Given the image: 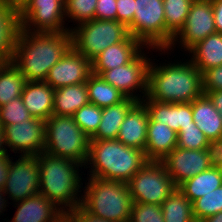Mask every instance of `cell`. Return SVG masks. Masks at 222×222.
Wrapping results in <instances>:
<instances>
[{
  "instance_id": "2",
  "label": "cell",
  "mask_w": 222,
  "mask_h": 222,
  "mask_svg": "<svg viewBox=\"0 0 222 222\" xmlns=\"http://www.w3.org/2000/svg\"><path fill=\"white\" fill-rule=\"evenodd\" d=\"M165 65L149 63L146 94L149 100L190 103L203 94L202 73L190 60Z\"/></svg>"
},
{
  "instance_id": "51",
  "label": "cell",
  "mask_w": 222,
  "mask_h": 222,
  "mask_svg": "<svg viewBox=\"0 0 222 222\" xmlns=\"http://www.w3.org/2000/svg\"><path fill=\"white\" fill-rule=\"evenodd\" d=\"M216 162L222 170V155H216Z\"/></svg>"
},
{
  "instance_id": "1",
  "label": "cell",
  "mask_w": 222,
  "mask_h": 222,
  "mask_svg": "<svg viewBox=\"0 0 222 222\" xmlns=\"http://www.w3.org/2000/svg\"><path fill=\"white\" fill-rule=\"evenodd\" d=\"M71 46V30L44 33L20 28L11 62L27 81H45L50 68Z\"/></svg>"
},
{
  "instance_id": "42",
  "label": "cell",
  "mask_w": 222,
  "mask_h": 222,
  "mask_svg": "<svg viewBox=\"0 0 222 222\" xmlns=\"http://www.w3.org/2000/svg\"><path fill=\"white\" fill-rule=\"evenodd\" d=\"M66 215L73 222H111L88 213L81 205L74 210L67 212Z\"/></svg>"
},
{
  "instance_id": "48",
  "label": "cell",
  "mask_w": 222,
  "mask_h": 222,
  "mask_svg": "<svg viewBox=\"0 0 222 222\" xmlns=\"http://www.w3.org/2000/svg\"><path fill=\"white\" fill-rule=\"evenodd\" d=\"M4 194V190H0V214L5 210L7 204V200H5Z\"/></svg>"
},
{
  "instance_id": "16",
  "label": "cell",
  "mask_w": 222,
  "mask_h": 222,
  "mask_svg": "<svg viewBox=\"0 0 222 222\" xmlns=\"http://www.w3.org/2000/svg\"><path fill=\"white\" fill-rule=\"evenodd\" d=\"M91 74L92 62L71 46L60 61L50 68L45 82L53 89H57L85 83Z\"/></svg>"
},
{
  "instance_id": "30",
  "label": "cell",
  "mask_w": 222,
  "mask_h": 222,
  "mask_svg": "<svg viewBox=\"0 0 222 222\" xmlns=\"http://www.w3.org/2000/svg\"><path fill=\"white\" fill-rule=\"evenodd\" d=\"M194 0H163L166 22V51L182 29Z\"/></svg>"
},
{
  "instance_id": "53",
  "label": "cell",
  "mask_w": 222,
  "mask_h": 222,
  "mask_svg": "<svg viewBox=\"0 0 222 222\" xmlns=\"http://www.w3.org/2000/svg\"><path fill=\"white\" fill-rule=\"evenodd\" d=\"M5 1H9V2H12L14 4H17L21 1V0H5Z\"/></svg>"
},
{
  "instance_id": "4",
  "label": "cell",
  "mask_w": 222,
  "mask_h": 222,
  "mask_svg": "<svg viewBox=\"0 0 222 222\" xmlns=\"http://www.w3.org/2000/svg\"><path fill=\"white\" fill-rule=\"evenodd\" d=\"M148 161L144 151L117 139H91L86 164L91 166V177L128 183Z\"/></svg>"
},
{
  "instance_id": "9",
  "label": "cell",
  "mask_w": 222,
  "mask_h": 222,
  "mask_svg": "<svg viewBox=\"0 0 222 222\" xmlns=\"http://www.w3.org/2000/svg\"><path fill=\"white\" fill-rule=\"evenodd\" d=\"M133 203L161 205L177 188L161 161H148L128 182Z\"/></svg>"
},
{
  "instance_id": "31",
  "label": "cell",
  "mask_w": 222,
  "mask_h": 222,
  "mask_svg": "<svg viewBox=\"0 0 222 222\" xmlns=\"http://www.w3.org/2000/svg\"><path fill=\"white\" fill-rule=\"evenodd\" d=\"M165 222H193L192 202L179 190L168 196L161 204Z\"/></svg>"
},
{
  "instance_id": "8",
  "label": "cell",
  "mask_w": 222,
  "mask_h": 222,
  "mask_svg": "<svg viewBox=\"0 0 222 222\" xmlns=\"http://www.w3.org/2000/svg\"><path fill=\"white\" fill-rule=\"evenodd\" d=\"M132 37L148 49L166 50V22L163 0H135L132 24L128 27Z\"/></svg>"
},
{
  "instance_id": "15",
  "label": "cell",
  "mask_w": 222,
  "mask_h": 222,
  "mask_svg": "<svg viewBox=\"0 0 222 222\" xmlns=\"http://www.w3.org/2000/svg\"><path fill=\"white\" fill-rule=\"evenodd\" d=\"M5 146L21 155H39L45 148V121L32 117L27 122L5 126ZM16 151V152H15Z\"/></svg>"
},
{
  "instance_id": "6",
  "label": "cell",
  "mask_w": 222,
  "mask_h": 222,
  "mask_svg": "<svg viewBox=\"0 0 222 222\" xmlns=\"http://www.w3.org/2000/svg\"><path fill=\"white\" fill-rule=\"evenodd\" d=\"M91 138L70 116L53 114L45 121L44 152L86 165Z\"/></svg>"
},
{
  "instance_id": "44",
  "label": "cell",
  "mask_w": 222,
  "mask_h": 222,
  "mask_svg": "<svg viewBox=\"0 0 222 222\" xmlns=\"http://www.w3.org/2000/svg\"><path fill=\"white\" fill-rule=\"evenodd\" d=\"M216 32L222 34V0H212Z\"/></svg>"
},
{
  "instance_id": "40",
  "label": "cell",
  "mask_w": 222,
  "mask_h": 222,
  "mask_svg": "<svg viewBox=\"0 0 222 222\" xmlns=\"http://www.w3.org/2000/svg\"><path fill=\"white\" fill-rule=\"evenodd\" d=\"M116 20L129 27L133 22L135 0H116Z\"/></svg>"
},
{
  "instance_id": "46",
  "label": "cell",
  "mask_w": 222,
  "mask_h": 222,
  "mask_svg": "<svg viewBox=\"0 0 222 222\" xmlns=\"http://www.w3.org/2000/svg\"><path fill=\"white\" fill-rule=\"evenodd\" d=\"M202 222H222V211L202 220Z\"/></svg>"
},
{
  "instance_id": "21",
  "label": "cell",
  "mask_w": 222,
  "mask_h": 222,
  "mask_svg": "<svg viewBox=\"0 0 222 222\" xmlns=\"http://www.w3.org/2000/svg\"><path fill=\"white\" fill-rule=\"evenodd\" d=\"M193 120L213 146L222 140V115L206 94L192 102Z\"/></svg>"
},
{
  "instance_id": "22",
  "label": "cell",
  "mask_w": 222,
  "mask_h": 222,
  "mask_svg": "<svg viewBox=\"0 0 222 222\" xmlns=\"http://www.w3.org/2000/svg\"><path fill=\"white\" fill-rule=\"evenodd\" d=\"M54 92L45 81H27L21 97L32 117L47 121L53 115Z\"/></svg>"
},
{
  "instance_id": "33",
  "label": "cell",
  "mask_w": 222,
  "mask_h": 222,
  "mask_svg": "<svg viewBox=\"0 0 222 222\" xmlns=\"http://www.w3.org/2000/svg\"><path fill=\"white\" fill-rule=\"evenodd\" d=\"M195 220L202 221L222 211V185L192 203Z\"/></svg>"
},
{
  "instance_id": "19",
  "label": "cell",
  "mask_w": 222,
  "mask_h": 222,
  "mask_svg": "<svg viewBox=\"0 0 222 222\" xmlns=\"http://www.w3.org/2000/svg\"><path fill=\"white\" fill-rule=\"evenodd\" d=\"M144 45L131 35L117 44L107 47L92 61V73L100 75L105 70L114 69L130 63Z\"/></svg>"
},
{
  "instance_id": "37",
  "label": "cell",
  "mask_w": 222,
  "mask_h": 222,
  "mask_svg": "<svg viewBox=\"0 0 222 222\" xmlns=\"http://www.w3.org/2000/svg\"><path fill=\"white\" fill-rule=\"evenodd\" d=\"M97 0H65V17L78 22V25L94 19Z\"/></svg>"
},
{
  "instance_id": "36",
  "label": "cell",
  "mask_w": 222,
  "mask_h": 222,
  "mask_svg": "<svg viewBox=\"0 0 222 222\" xmlns=\"http://www.w3.org/2000/svg\"><path fill=\"white\" fill-rule=\"evenodd\" d=\"M31 118L32 116L25 107L21 96L0 107V124L2 128L11 124L27 122Z\"/></svg>"
},
{
  "instance_id": "45",
  "label": "cell",
  "mask_w": 222,
  "mask_h": 222,
  "mask_svg": "<svg viewBox=\"0 0 222 222\" xmlns=\"http://www.w3.org/2000/svg\"><path fill=\"white\" fill-rule=\"evenodd\" d=\"M209 99L212 101L213 106L222 115V90L217 91H207L205 93Z\"/></svg>"
},
{
  "instance_id": "25",
  "label": "cell",
  "mask_w": 222,
  "mask_h": 222,
  "mask_svg": "<svg viewBox=\"0 0 222 222\" xmlns=\"http://www.w3.org/2000/svg\"><path fill=\"white\" fill-rule=\"evenodd\" d=\"M138 101L134 98L126 97L122 102L102 108L101 122L97 131L90 137L98 140L117 139L120 126L128 114L129 110Z\"/></svg>"
},
{
  "instance_id": "18",
  "label": "cell",
  "mask_w": 222,
  "mask_h": 222,
  "mask_svg": "<svg viewBox=\"0 0 222 222\" xmlns=\"http://www.w3.org/2000/svg\"><path fill=\"white\" fill-rule=\"evenodd\" d=\"M149 115L146 106L138 101L123 120L117 140L122 144L145 151Z\"/></svg>"
},
{
  "instance_id": "50",
  "label": "cell",
  "mask_w": 222,
  "mask_h": 222,
  "mask_svg": "<svg viewBox=\"0 0 222 222\" xmlns=\"http://www.w3.org/2000/svg\"><path fill=\"white\" fill-rule=\"evenodd\" d=\"M216 154L217 155H222V140L220 143L216 146Z\"/></svg>"
},
{
  "instance_id": "3",
  "label": "cell",
  "mask_w": 222,
  "mask_h": 222,
  "mask_svg": "<svg viewBox=\"0 0 222 222\" xmlns=\"http://www.w3.org/2000/svg\"><path fill=\"white\" fill-rule=\"evenodd\" d=\"M79 166L82 167L69 158L46 152L39 154V194L47 197L58 208L61 206L65 214L81 205L82 196L78 192H81L79 189L83 183L79 177Z\"/></svg>"
},
{
  "instance_id": "26",
  "label": "cell",
  "mask_w": 222,
  "mask_h": 222,
  "mask_svg": "<svg viewBox=\"0 0 222 222\" xmlns=\"http://www.w3.org/2000/svg\"><path fill=\"white\" fill-rule=\"evenodd\" d=\"M89 103L86 82L55 89L53 114L70 116Z\"/></svg>"
},
{
  "instance_id": "7",
  "label": "cell",
  "mask_w": 222,
  "mask_h": 222,
  "mask_svg": "<svg viewBox=\"0 0 222 222\" xmlns=\"http://www.w3.org/2000/svg\"><path fill=\"white\" fill-rule=\"evenodd\" d=\"M70 30L72 47L91 62L107 47L130 36L128 27L117 20L93 19Z\"/></svg>"
},
{
  "instance_id": "11",
  "label": "cell",
  "mask_w": 222,
  "mask_h": 222,
  "mask_svg": "<svg viewBox=\"0 0 222 222\" xmlns=\"http://www.w3.org/2000/svg\"><path fill=\"white\" fill-rule=\"evenodd\" d=\"M216 147L212 149L189 150L174 148L161 162L178 187L185 180L209 169L216 163Z\"/></svg>"
},
{
  "instance_id": "32",
  "label": "cell",
  "mask_w": 222,
  "mask_h": 222,
  "mask_svg": "<svg viewBox=\"0 0 222 222\" xmlns=\"http://www.w3.org/2000/svg\"><path fill=\"white\" fill-rule=\"evenodd\" d=\"M26 78L10 61L0 73V107L20 97Z\"/></svg>"
},
{
  "instance_id": "17",
  "label": "cell",
  "mask_w": 222,
  "mask_h": 222,
  "mask_svg": "<svg viewBox=\"0 0 222 222\" xmlns=\"http://www.w3.org/2000/svg\"><path fill=\"white\" fill-rule=\"evenodd\" d=\"M141 102L146 106L149 121H156L167 125L178 133L181 127L192 125V102L190 103H163L149 100L147 97Z\"/></svg>"
},
{
  "instance_id": "41",
  "label": "cell",
  "mask_w": 222,
  "mask_h": 222,
  "mask_svg": "<svg viewBox=\"0 0 222 222\" xmlns=\"http://www.w3.org/2000/svg\"><path fill=\"white\" fill-rule=\"evenodd\" d=\"M116 0H97L94 19L116 20Z\"/></svg>"
},
{
  "instance_id": "35",
  "label": "cell",
  "mask_w": 222,
  "mask_h": 222,
  "mask_svg": "<svg viewBox=\"0 0 222 222\" xmlns=\"http://www.w3.org/2000/svg\"><path fill=\"white\" fill-rule=\"evenodd\" d=\"M72 117L81 130L91 137L101 122L102 108L88 103L77 110Z\"/></svg>"
},
{
  "instance_id": "34",
  "label": "cell",
  "mask_w": 222,
  "mask_h": 222,
  "mask_svg": "<svg viewBox=\"0 0 222 222\" xmlns=\"http://www.w3.org/2000/svg\"><path fill=\"white\" fill-rule=\"evenodd\" d=\"M177 147L189 150H201L212 149L214 146L193 121L192 125L180 128L177 133Z\"/></svg>"
},
{
  "instance_id": "23",
  "label": "cell",
  "mask_w": 222,
  "mask_h": 222,
  "mask_svg": "<svg viewBox=\"0 0 222 222\" xmlns=\"http://www.w3.org/2000/svg\"><path fill=\"white\" fill-rule=\"evenodd\" d=\"M177 147V133L167 125L148 121L145 155L149 161H161Z\"/></svg>"
},
{
  "instance_id": "38",
  "label": "cell",
  "mask_w": 222,
  "mask_h": 222,
  "mask_svg": "<svg viewBox=\"0 0 222 222\" xmlns=\"http://www.w3.org/2000/svg\"><path fill=\"white\" fill-rule=\"evenodd\" d=\"M129 222H165L161 205L133 203Z\"/></svg>"
},
{
  "instance_id": "39",
  "label": "cell",
  "mask_w": 222,
  "mask_h": 222,
  "mask_svg": "<svg viewBox=\"0 0 222 222\" xmlns=\"http://www.w3.org/2000/svg\"><path fill=\"white\" fill-rule=\"evenodd\" d=\"M203 93L207 91L222 90V66H217L206 70L202 74Z\"/></svg>"
},
{
  "instance_id": "43",
  "label": "cell",
  "mask_w": 222,
  "mask_h": 222,
  "mask_svg": "<svg viewBox=\"0 0 222 222\" xmlns=\"http://www.w3.org/2000/svg\"><path fill=\"white\" fill-rule=\"evenodd\" d=\"M7 152L0 153V190L4 189L9 173L11 159Z\"/></svg>"
},
{
  "instance_id": "47",
  "label": "cell",
  "mask_w": 222,
  "mask_h": 222,
  "mask_svg": "<svg viewBox=\"0 0 222 222\" xmlns=\"http://www.w3.org/2000/svg\"><path fill=\"white\" fill-rule=\"evenodd\" d=\"M7 148H5V142H4V130L1 127L0 124V153L7 152Z\"/></svg>"
},
{
  "instance_id": "13",
  "label": "cell",
  "mask_w": 222,
  "mask_h": 222,
  "mask_svg": "<svg viewBox=\"0 0 222 222\" xmlns=\"http://www.w3.org/2000/svg\"><path fill=\"white\" fill-rule=\"evenodd\" d=\"M10 162L4 193L14 202L39 194V155H20Z\"/></svg>"
},
{
  "instance_id": "14",
  "label": "cell",
  "mask_w": 222,
  "mask_h": 222,
  "mask_svg": "<svg viewBox=\"0 0 222 222\" xmlns=\"http://www.w3.org/2000/svg\"><path fill=\"white\" fill-rule=\"evenodd\" d=\"M213 33H216V27L212 0H194L182 29L174 36L172 44L167 50L173 49L176 41L180 39L178 41L180 45L184 47L185 51H189L194 45Z\"/></svg>"
},
{
  "instance_id": "20",
  "label": "cell",
  "mask_w": 222,
  "mask_h": 222,
  "mask_svg": "<svg viewBox=\"0 0 222 222\" xmlns=\"http://www.w3.org/2000/svg\"><path fill=\"white\" fill-rule=\"evenodd\" d=\"M15 205L18 209L9 222H58L65 215L60 208L41 194L18 201Z\"/></svg>"
},
{
  "instance_id": "28",
  "label": "cell",
  "mask_w": 222,
  "mask_h": 222,
  "mask_svg": "<svg viewBox=\"0 0 222 222\" xmlns=\"http://www.w3.org/2000/svg\"><path fill=\"white\" fill-rule=\"evenodd\" d=\"M222 185V170L217 164L185 180L177 188L193 203Z\"/></svg>"
},
{
  "instance_id": "10",
  "label": "cell",
  "mask_w": 222,
  "mask_h": 222,
  "mask_svg": "<svg viewBox=\"0 0 222 222\" xmlns=\"http://www.w3.org/2000/svg\"><path fill=\"white\" fill-rule=\"evenodd\" d=\"M17 6L20 28L25 31H70L64 29L65 0H21Z\"/></svg>"
},
{
  "instance_id": "12",
  "label": "cell",
  "mask_w": 222,
  "mask_h": 222,
  "mask_svg": "<svg viewBox=\"0 0 222 222\" xmlns=\"http://www.w3.org/2000/svg\"><path fill=\"white\" fill-rule=\"evenodd\" d=\"M149 63L150 58L147 59L141 51L130 63L105 70L99 76L118 89L125 97L142 101L147 94V69ZM137 89L144 94L142 98L141 95L133 94L137 92Z\"/></svg>"
},
{
  "instance_id": "27",
  "label": "cell",
  "mask_w": 222,
  "mask_h": 222,
  "mask_svg": "<svg viewBox=\"0 0 222 222\" xmlns=\"http://www.w3.org/2000/svg\"><path fill=\"white\" fill-rule=\"evenodd\" d=\"M188 52L193 54L190 61L202 74L210 68L222 66V34H210Z\"/></svg>"
},
{
  "instance_id": "24",
  "label": "cell",
  "mask_w": 222,
  "mask_h": 222,
  "mask_svg": "<svg viewBox=\"0 0 222 222\" xmlns=\"http://www.w3.org/2000/svg\"><path fill=\"white\" fill-rule=\"evenodd\" d=\"M19 29L17 4L0 0V58L11 61Z\"/></svg>"
},
{
  "instance_id": "49",
  "label": "cell",
  "mask_w": 222,
  "mask_h": 222,
  "mask_svg": "<svg viewBox=\"0 0 222 222\" xmlns=\"http://www.w3.org/2000/svg\"><path fill=\"white\" fill-rule=\"evenodd\" d=\"M10 61H7L3 58H0V73H1V70L9 63Z\"/></svg>"
},
{
  "instance_id": "29",
  "label": "cell",
  "mask_w": 222,
  "mask_h": 222,
  "mask_svg": "<svg viewBox=\"0 0 222 222\" xmlns=\"http://www.w3.org/2000/svg\"><path fill=\"white\" fill-rule=\"evenodd\" d=\"M86 85L89 103L100 108L118 104L126 98L118 89L93 73L86 81Z\"/></svg>"
},
{
  "instance_id": "52",
  "label": "cell",
  "mask_w": 222,
  "mask_h": 222,
  "mask_svg": "<svg viewBox=\"0 0 222 222\" xmlns=\"http://www.w3.org/2000/svg\"><path fill=\"white\" fill-rule=\"evenodd\" d=\"M58 222H73L66 214Z\"/></svg>"
},
{
  "instance_id": "5",
  "label": "cell",
  "mask_w": 222,
  "mask_h": 222,
  "mask_svg": "<svg viewBox=\"0 0 222 222\" xmlns=\"http://www.w3.org/2000/svg\"><path fill=\"white\" fill-rule=\"evenodd\" d=\"M81 206L90 214L111 222H129L133 201L128 183L90 177Z\"/></svg>"
}]
</instances>
